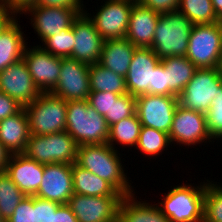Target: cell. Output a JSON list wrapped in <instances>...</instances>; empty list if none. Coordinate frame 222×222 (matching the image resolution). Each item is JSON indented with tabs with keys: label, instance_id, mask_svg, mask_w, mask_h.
<instances>
[{
	"label": "cell",
	"instance_id": "6da1fadb",
	"mask_svg": "<svg viewBox=\"0 0 222 222\" xmlns=\"http://www.w3.org/2000/svg\"><path fill=\"white\" fill-rule=\"evenodd\" d=\"M120 155L119 150L113 149L107 143L81 145L77 148L75 163L105 179L123 196H128L135 192L127 178V173H124Z\"/></svg>",
	"mask_w": 222,
	"mask_h": 222
},
{
	"label": "cell",
	"instance_id": "7a4b0ae2",
	"mask_svg": "<svg viewBox=\"0 0 222 222\" xmlns=\"http://www.w3.org/2000/svg\"><path fill=\"white\" fill-rule=\"evenodd\" d=\"M109 126L87 100L67 101L66 129L78 144H105L109 138Z\"/></svg>",
	"mask_w": 222,
	"mask_h": 222
},
{
	"label": "cell",
	"instance_id": "3957f363",
	"mask_svg": "<svg viewBox=\"0 0 222 222\" xmlns=\"http://www.w3.org/2000/svg\"><path fill=\"white\" fill-rule=\"evenodd\" d=\"M193 26L191 20L179 11L160 14L150 48L160 60L172 56H186Z\"/></svg>",
	"mask_w": 222,
	"mask_h": 222
},
{
	"label": "cell",
	"instance_id": "277c9868",
	"mask_svg": "<svg viewBox=\"0 0 222 222\" xmlns=\"http://www.w3.org/2000/svg\"><path fill=\"white\" fill-rule=\"evenodd\" d=\"M206 183L174 186L156 205L170 222H203Z\"/></svg>",
	"mask_w": 222,
	"mask_h": 222
},
{
	"label": "cell",
	"instance_id": "5b68a950",
	"mask_svg": "<svg viewBox=\"0 0 222 222\" xmlns=\"http://www.w3.org/2000/svg\"><path fill=\"white\" fill-rule=\"evenodd\" d=\"M23 108L28 117L30 134L48 135L65 131L66 100L51 92H42Z\"/></svg>",
	"mask_w": 222,
	"mask_h": 222
},
{
	"label": "cell",
	"instance_id": "8992f818",
	"mask_svg": "<svg viewBox=\"0 0 222 222\" xmlns=\"http://www.w3.org/2000/svg\"><path fill=\"white\" fill-rule=\"evenodd\" d=\"M78 144L67 132L48 135L31 134L23 154L41 164H73L77 159Z\"/></svg>",
	"mask_w": 222,
	"mask_h": 222
},
{
	"label": "cell",
	"instance_id": "52a82bcc",
	"mask_svg": "<svg viewBox=\"0 0 222 222\" xmlns=\"http://www.w3.org/2000/svg\"><path fill=\"white\" fill-rule=\"evenodd\" d=\"M222 85L217 68H197L192 79L178 95L179 105L206 114Z\"/></svg>",
	"mask_w": 222,
	"mask_h": 222
},
{
	"label": "cell",
	"instance_id": "ba28073f",
	"mask_svg": "<svg viewBox=\"0 0 222 222\" xmlns=\"http://www.w3.org/2000/svg\"><path fill=\"white\" fill-rule=\"evenodd\" d=\"M186 58L197 68H217L222 40L216 23L194 25L188 40Z\"/></svg>",
	"mask_w": 222,
	"mask_h": 222
},
{
	"label": "cell",
	"instance_id": "9c48e42d",
	"mask_svg": "<svg viewBox=\"0 0 222 222\" xmlns=\"http://www.w3.org/2000/svg\"><path fill=\"white\" fill-rule=\"evenodd\" d=\"M137 0H105L96 10V15L84 12L93 21L95 29L104 40L125 38L129 16ZM90 14V15H89Z\"/></svg>",
	"mask_w": 222,
	"mask_h": 222
},
{
	"label": "cell",
	"instance_id": "30bf717a",
	"mask_svg": "<svg viewBox=\"0 0 222 222\" xmlns=\"http://www.w3.org/2000/svg\"><path fill=\"white\" fill-rule=\"evenodd\" d=\"M178 105V96L142 94L136 97V114L142 126L169 134Z\"/></svg>",
	"mask_w": 222,
	"mask_h": 222
},
{
	"label": "cell",
	"instance_id": "8fae6325",
	"mask_svg": "<svg viewBox=\"0 0 222 222\" xmlns=\"http://www.w3.org/2000/svg\"><path fill=\"white\" fill-rule=\"evenodd\" d=\"M89 65L73 58H62L61 71L52 94L66 100H87L90 94Z\"/></svg>",
	"mask_w": 222,
	"mask_h": 222
},
{
	"label": "cell",
	"instance_id": "7c38bea8",
	"mask_svg": "<svg viewBox=\"0 0 222 222\" xmlns=\"http://www.w3.org/2000/svg\"><path fill=\"white\" fill-rule=\"evenodd\" d=\"M123 196H86L73 194L68 205L78 222H116Z\"/></svg>",
	"mask_w": 222,
	"mask_h": 222
},
{
	"label": "cell",
	"instance_id": "4fadbf2b",
	"mask_svg": "<svg viewBox=\"0 0 222 222\" xmlns=\"http://www.w3.org/2000/svg\"><path fill=\"white\" fill-rule=\"evenodd\" d=\"M169 139L171 144L179 143V146L183 144L188 148L190 145L206 143L207 140L212 142L206 127L205 114L178 105L173 116Z\"/></svg>",
	"mask_w": 222,
	"mask_h": 222
},
{
	"label": "cell",
	"instance_id": "5bb4252c",
	"mask_svg": "<svg viewBox=\"0 0 222 222\" xmlns=\"http://www.w3.org/2000/svg\"><path fill=\"white\" fill-rule=\"evenodd\" d=\"M26 45L23 60L32 79L41 92H51L59 79L62 58L45 51L41 45Z\"/></svg>",
	"mask_w": 222,
	"mask_h": 222
},
{
	"label": "cell",
	"instance_id": "9a60e30c",
	"mask_svg": "<svg viewBox=\"0 0 222 222\" xmlns=\"http://www.w3.org/2000/svg\"><path fill=\"white\" fill-rule=\"evenodd\" d=\"M27 13L31 15L30 24L43 43L48 37L61 33L62 29L72 27L82 11L79 8L34 6L24 14Z\"/></svg>",
	"mask_w": 222,
	"mask_h": 222
},
{
	"label": "cell",
	"instance_id": "2e32d148",
	"mask_svg": "<svg viewBox=\"0 0 222 222\" xmlns=\"http://www.w3.org/2000/svg\"><path fill=\"white\" fill-rule=\"evenodd\" d=\"M0 92L15 99L23 107L42 93L35 85L23 59L0 71Z\"/></svg>",
	"mask_w": 222,
	"mask_h": 222
},
{
	"label": "cell",
	"instance_id": "e0dca14e",
	"mask_svg": "<svg viewBox=\"0 0 222 222\" xmlns=\"http://www.w3.org/2000/svg\"><path fill=\"white\" fill-rule=\"evenodd\" d=\"M75 44L70 58L93 65L99 63L104 39L95 29L85 12L79 14L72 25Z\"/></svg>",
	"mask_w": 222,
	"mask_h": 222
},
{
	"label": "cell",
	"instance_id": "ac0fdd59",
	"mask_svg": "<svg viewBox=\"0 0 222 222\" xmlns=\"http://www.w3.org/2000/svg\"><path fill=\"white\" fill-rule=\"evenodd\" d=\"M42 178L35 196L59 204H68L74 194L72 164H45Z\"/></svg>",
	"mask_w": 222,
	"mask_h": 222
},
{
	"label": "cell",
	"instance_id": "d6986e66",
	"mask_svg": "<svg viewBox=\"0 0 222 222\" xmlns=\"http://www.w3.org/2000/svg\"><path fill=\"white\" fill-rule=\"evenodd\" d=\"M160 62L151 48L136 47L125 77L127 92L135 97L149 94L154 69Z\"/></svg>",
	"mask_w": 222,
	"mask_h": 222
},
{
	"label": "cell",
	"instance_id": "ffe728a7",
	"mask_svg": "<svg viewBox=\"0 0 222 222\" xmlns=\"http://www.w3.org/2000/svg\"><path fill=\"white\" fill-rule=\"evenodd\" d=\"M5 172L25 196H35L43 179L44 164L23 153L10 154Z\"/></svg>",
	"mask_w": 222,
	"mask_h": 222
},
{
	"label": "cell",
	"instance_id": "44dd1931",
	"mask_svg": "<svg viewBox=\"0 0 222 222\" xmlns=\"http://www.w3.org/2000/svg\"><path fill=\"white\" fill-rule=\"evenodd\" d=\"M159 15L136 1L130 12L129 26L125 38L135 47L150 48Z\"/></svg>",
	"mask_w": 222,
	"mask_h": 222
},
{
	"label": "cell",
	"instance_id": "7402d4cb",
	"mask_svg": "<svg viewBox=\"0 0 222 222\" xmlns=\"http://www.w3.org/2000/svg\"><path fill=\"white\" fill-rule=\"evenodd\" d=\"M30 135L29 121L24 108L0 121V142L9 154L23 153Z\"/></svg>",
	"mask_w": 222,
	"mask_h": 222
},
{
	"label": "cell",
	"instance_id": "603a6c76",
	"mask_svg": "<svg viewBox=\"0 0 222 222\" xmlns=\"http://www.w3.org/2000/svg\"><path fill=\"white\" fill-rule=\"evenodd\" d=\"M135 49L126 38L104 40L99 64L126 77Z\"/></svg>",
	"mask_w": 222,
	"mask_h": 222
},
{
	"label": "cell",
	"instance_id": "cb8c5ba5",
	"mask_svg": "<svg viewBox=\"0 0 222 222\" xmlns=\"http://www.w3.org/2000/svg\"><path fill=\"white\" fill-rule=\"evenodd\" d=\"M119 222H170L156 204L138 201L135 193L123 196L118 208Z\"/></svg>",
	"mask_w": 222,
	"mask_h": 222
},
{
	"label": "cell",
	"instance_id": "d4e9b609",
	"mask_svg": "<svg viewBox=\"0 0 222 222\" xmlns=\"http://www.w3.org/2000/svg\"><path fill=\"white\" fill-rule=\"evenodd\" d=\"M17 18L0 34V71L23 58L28 42ZM24 35V36H23Z\"/></svg>",
	"mask_w": 222,
	"mask_h": 222
},
{
	"label": "cell",
	"instance_id": "484cf974",
	"mask_svg": "<svg viewBox=\"0 0 222 222\" xmlns=\"http://www.w3.org/2000/svg\"><path fill=\"white\" fill-rule=\"evenodd\" d=\"M74 194L86 196H123L105 179L98 177L76 163L72 164Z\"/></svg>",
	"mask_w": 222,
	"mask_h": 222
},
{
	"label": "cell",
	"instance_id": "4316f807",
	"mask_svg": "<svg viewBox=\"0 0 222 222\" xmlns=\"http://www.w3.org/2000/svg\"><path fill=\"white\" fill-rule=\"evenodd\" d=\"M166 69L169 96H178L192 79L197 67L192 64L186 56H172L161 59Z\"/></svg>",
	"mask_w": 222,
	"mask_h": 222
},
{
	"label": "cell",
	"instance_id": "83f0119b",
	"mask_svg": "<svg viewBox=\"0 0 222 222\" xmlns=\"http://www.w3.org/2000/svg\"><path fill=\"white\" fill-rule=\"evenodd\" d=\"M89 81L91 92H112L119 95L128 93L125 77L115 74L99 63L89 65Z\"/></svg>",
	"mask_w": 222,
	"mask_h": 222
},
{
	"label": "cell",
	"instance_id": "f1b7e54d",
	"mask_svg": "<svg viewBox=\"0 0 222 222\" xmlns=\"http://www.w3.org/2000/svg\"><path fill=\"white\" fill-rule=\"evenodd\" d=\"M141 127V122L136 113L129 118H124L110 126L107 144L113 149H116L115 146L118 144L136 147Z\"/></svg>",
	"mask_w": 222,
	"mask_h": 222
},
{
	"label": "cell",
	"instance_id": "f546056e",
	"mask_svg": "<svg viewBox=\"0 0 222 222\" xmlns=\"http://www.w3.org/2000/svg\"><path fill=\"white\" fill-rule=\"evenodd\" d=\"M177 11L184 14L194 25L216 23L217 15L211 0H180Z\"/></svg>",
	"mask_w": 222,
	"mask_h": 222
},
{
	"label": "cell",
	"instance_id": "4dcf8cb0",
	"mask_svg": "<svg viewBox=\"0 0 222 222\" xmlns=\"http://www.w3.org/2000/svg\"><path fill=\"white\" fill-rule=\"evenodd\" d=\"M170 145L172 146L169 134L151 127L142 126L135 149L140 150L141 153L143 152L142 154L157 157L163 150L165 151V148L168 150Z\"/></svg>",
	"mask_w": 222,
	"mask_h": 222
},
{
	"label": "cell",
	"instance_id": "1f68e13d",
	"mask_svg": "<svg viewBox=\"0 0 222 222\" xmlns=\"http://www.w3.org/2000/svg\"><path fill=\"white\" fill-rule=\"evenodd\" d=\"M26 196L5 171H0V215L6 221Z\"/></svg>",
	"mask_w": 222,
	"mask_h": 222
},
{
	"label": "cell",
	"instance_id": "d6a6232c",
	"mask_svg": "<svg viewBox=\"0 0 222 222\" xmlns=\"http://www.w3.org/2000/svg\"><path fill=\"white\" fill-rule=\"evenodd\" d=\"M206 181L203 222H222V185Z\"/></svg>",
	"mask_w": 222,
	"mask_h": 222
},
{
	"label": "cell",
	"instance_id": "836d02e7",
	"mask_svg": "<svg viewBox=\"0 0 222 222\" xmlns=\"http://www.w3.org/2000/svg\"><path fill=\"white\" fill-rule=\"evenodd\" d=\"M75 42L73 28L70 27L48 37L41 47L54 56L68 58L72 55Z\"/></svg>",
	"mask_w": 222,
	"mask_h": 222
},
{
	"label": "cell",
	"instance_id": "e575fe53",
	"mask_svg": "<svg viewBox=\"0 0 222 222\" xmlns=\"http://www.w3.org/2000/svg\"><path fill=\"white\" fill-rule=\"evenodd\" d=\"M206 127L213 140L222 139V85L212 100L210 109L205 114Z\"/></svg>",
	"mask_w": 222,
	"mask_h": 222
},
{
	"label": "cell",
	"instance_id": "d590c367",
	"mask_svg": "<svg viewBox=\"0 0 222 222\" xmlns=\"http://www.w3.org/2000/svg\"><path fill=\"white\" fill-rule=\"evenodd\" d=\"M136 113V97L125 93L120 95L117 100H113L112 107L110 109V126L129 118Z\"/></svg>",
	"mask_w": 222,
	"mask_h": 222
},
{
	"label": "cell",
	"instance_id": "8d00e7d4",
	"mask_svg": "<svg viewBox=\"0 0 222 222\" xmlns=\"http://www.w3.org/2000/svg\"><path fill=\"white\" fill-rule=\"evenodd\" d=\"M119 94L112 92H90L88 96V103L93 107L100 115H103L108 126L110 127V109L112 107L113 100H117Z\"/></svg>",
	"mask_w": 222,
	"mask_h": 222
},
{
	"label": "cell",
	"instance_id": "74e56055",
	"mask_svg": "<svg viewBox=\"0 0 222 222\" xmlns=\"http://www.w3.org/2000/svg\"><path fill=\"white\" fill-rule=\"evenodd\" d=\"M5 222H35V196H26Z\"/></svg>",
	"mask_w": 222,
	"mask_h": 222
},
{
	"label": "cell",
	"instance_id": "f35d334b",
	"mask_svg": "<svg viewBox=\"0 0 222 222\" xmlns=\"http://www.w3.org/2000/svg\"><path fill=\"white\" fill-rule=\"evenodd\" d=\"M149 94L169 96L167 73L161 62L154 69L152 87L149 89Z\"/></svg>",
	"mask_w": 222,
	"mask_h": 222
},
{
	"label": "cell",
	"instance_id": "ab89813d",
	"mask_svg": "<svg viewBox=\"0 0 222 222\" xmlns=\"http://www.w3.org/2000/svg\"><path fill=\"white\" fill-rule=\"evenodd\" d=\"M61 204L35 196V222H52L53 213Z\"/></svg>",
	"mask_w": 222,
	"mask_h": 222
},
{
	"label": "cell",
	"instance_id": "60d3db41",
	"mask_svg": "<svg viewBox=\"0 0 222 222\" xmlns=\"http://www.w3.org/2000/svg\"><path fill=\"white\" fill-rule=\"evenodd\" d=\"M141 5L152 9L158 14L175 12L178 9L180 0H137Z\"/></svg>",
	"mask_w": 222,
	"mask_h": 222
},
{
	"label": "cell",
	"instance_id": "b9f144b4",
	"mask_svg": "<svg viewBox=\"0 0 222 222\" xmlns=\"http://www.w3.org/2000/svg\"><path fill=\"white\" fill-rule=\"evenodd\" d=\"M23 106H21L15 99L5 93L0 92V121L15 115Z\"/></svg>",
	"mask_w": 222,
	"mask_h": 222
},
{
	"label": "cell",
	"instance_id": "7bdbcfd3",
	"mask_svg": "<svg viewBox=\"0 0 222 222\" xmlns=\"http://www.w3.org/2000/svg\"><path fill=\"white\" fill-rule=\"evenodd\" d=\"M16 17L36 5V0H0Z\"/></svg>",
	"mask_w": 222,
	"mask_h": 222
},
{
	"label": "cell",
	"instance_id": "ee69618b",
	"mask_svg": "<svg viewBox=\"0 0 222 222\" xmlns=\"http://www.w3.org/2000/svg\"><path fill=\"white\" fill-rule=\"evenodd\" d=\"M35 6L79 8L82 12L85 10L82 0H36Z\"/></svg>",
	"mask_w": 222,
	"mask_h": 222
},
{
	"label": "cell",
	"instance_id": "f6af8a7d",
	"mask_svg": "<svg viewBox=\"0 0 222 222\" xmlns=\"http://www.w3.org/2000/svg\"><path fill=\"white\" fill-rule=\"evenodd\" d=\"M52 222H78V220L68 204H61L53 213Z\"/></svg>",
	"mask_w": 222,
	"mask_h": 222
},
{
	"label": "cell",
	"instance_id": "bcb514c9",
	"mask_svg": "<svg viewBox=\"0 0 222 222\" xmlns=\"http://www.w3.org/2000/svg\"><path fill=\"white\" fill-rule=\"evenodd\" d=\"M17 17L5 6L0 4V34L16 19Z\"/></svg>",
	"mask_w": 222,
	"mask_h": 222
},
{
	"label": "cell",
	"instance_id": "7dc6e473",
	"mask_svg": "<svg viewBox=\"0 0 222 222\" xmlns=\"http://www.w3.org/2000/svg\"><path fill=\"white\" fill-rule=\"evenodd\" d=\"M9 156V152L4 148L3 144L0 142V171H5Z\"/></svg>",
	"mask_w": 222,
	"mask_h": 222
},
{
	"label": "cell",
	"instance_id": "c3c4849f",
	"mask_svg": "<svg viewBox=\"0 0 222 222\" xmlns=\"http://www.w3.org/2000/svg\"><path fill=\"white\" fill-rule=\"evenodd\" d=\"M211 1L217 17L222 15V0H211Z\"/></svg>",
	"mask_w": 222,
	"mask_h": 222
},
{
	"label": "cell",
	"instance_id": "681fc988",
	"mask_svg": "<svg viewBox=\"0 0 222 222\" xmlns=\"http://www.w3.org/2000/svg\"><path fill=\"white\" fill-rule=\"evenodd\" d=\"M216 25L219 29L221 40H222V15L218 16L216 19Z\"/></svg>",
	"mask_w": 222,
	"mask_h": 222
},
{
	"label": "cell",
	"instance_id": "f907efd6",
	"mask_svg": "<svg viewBox=\"0 0 222 222\" xmlns=\"http://www.w3.org/2000/svg\"><path fill=\"white\" fill-rule=\"evenodd\" d=\"M217 71H218L219 75L222 77V51L219 56V61L217 64Z\"/></svg>",
	"mask_w": 222,
	"mask_h": 222
},
{
	"label": "cell",
	"instance_id": "816d5d0a",
	"mask_svg": "<svg viewBox=\"0 0 222 222\" xmlns=\"http://www.w3.org/2000/svg\"><path fill=\"white\" fill-rule=\"evenodd\" d=\"M0 222H5V220L0 215Z\"/></svg>",
	"mask_w": 222,
	"mask_h": 222
}]
</instances>
